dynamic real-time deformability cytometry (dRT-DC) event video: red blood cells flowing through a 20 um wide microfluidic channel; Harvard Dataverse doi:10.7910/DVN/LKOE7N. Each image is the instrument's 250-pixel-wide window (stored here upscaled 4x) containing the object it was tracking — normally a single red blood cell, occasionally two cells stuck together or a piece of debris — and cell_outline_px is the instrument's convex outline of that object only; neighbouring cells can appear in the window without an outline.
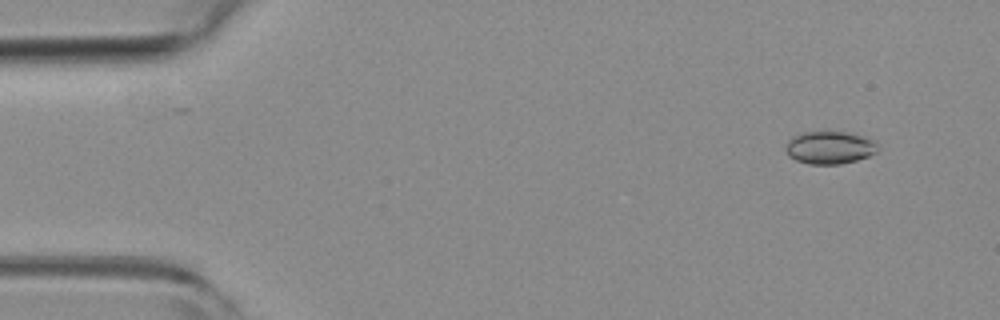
{"species": "common noctule bat (a hibernating species)", "species_latin": "Nyctalus noctula", "temperature_condition": "room temperature", "stored_images_in_passage": 5, "camera_frame_rate_fps": 3000, "um_per_image_px": 0.085, "animal": {"sex": "female", "body_mass_g": 19.3, "forearm_length_mm": 54.1}, "frame": {"image": 1, "passage_image": 2, "time_ms": 0.333, "image_size_px": [1000, 320], "cell_outline_px": [[876, 152], [868, 156], [856, 160], [840, 164], [808, 164], [796, 160], [788, 156], [784, 148], [788, 140], [792, 136], [804, 132], [828, 128], [852, 132], [876, 140]], "centroid_in_image_um": [70.5, 12.48], "position_along_channel_um": 14.5, "area_um2": 18.38}}
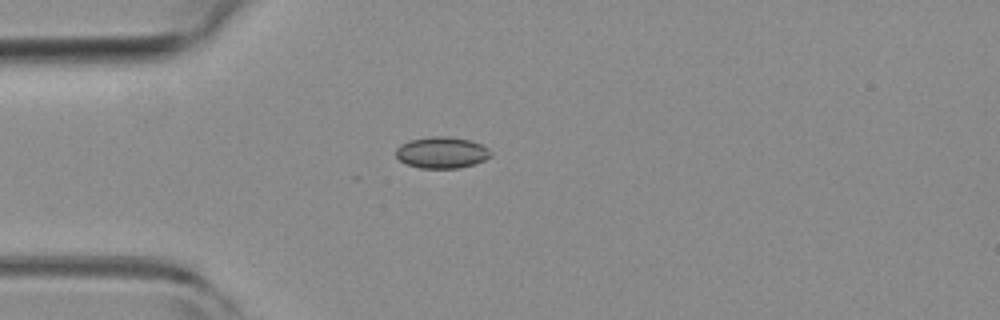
{"frame": {"image": 2, "passage_image": 5, "time_ms": 1.333, "image_size_px": [1000, 320], "cell_outline_px": [[492, 156], [484, 160], [460, 168], [420, 168], [408, 164], [400, 160], [396, 156], [396, 148], [400, 144], [408, 140], [432, 136], [448, 136], [468, 140], [480, 144], [488, 148], [492, 152]], "centroid_in_image_um": [37.54, 12.96], "position_along_channel_um": 47.5, "area_um2": 17.34}}